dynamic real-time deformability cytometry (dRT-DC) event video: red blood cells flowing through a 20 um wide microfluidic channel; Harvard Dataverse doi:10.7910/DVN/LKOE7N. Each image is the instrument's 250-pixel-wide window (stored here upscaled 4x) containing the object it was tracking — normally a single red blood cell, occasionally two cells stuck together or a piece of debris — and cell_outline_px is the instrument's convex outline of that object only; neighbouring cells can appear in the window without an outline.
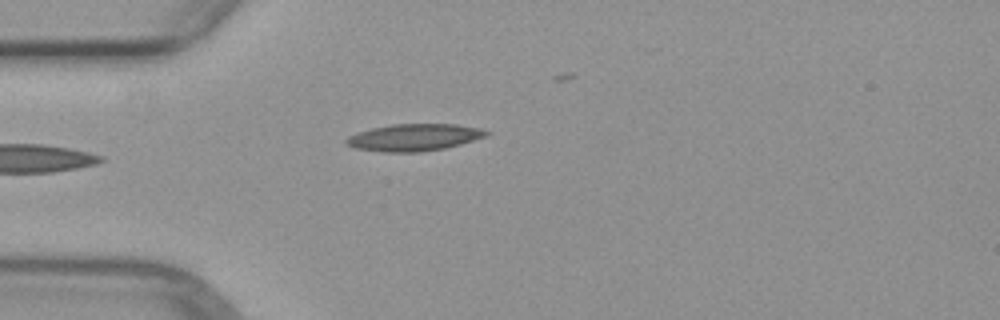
{"species": "common noctule bat (a hibernating species)", "species_latin": "Nyctalus noctula", "temperature_condition": "warm", "stored_images_in_passage": 5, "camera_frame_rate_fps": 3000, "um_per_image_px": 0.085, "animal": {"sex": "female", "body_mass_g": 29.2, "forearm_length_mm": 56.3}, "frame": {"image": 1, "passage_image": 5, "time_ms": 4.667, "image_size_px": [1000, 320], "cell_outline_px": [[492, 132], [488, 136], [460, 144], [444, 148], [420, 152], [384, 152], [352, 148], [344, 140], [348, 136], [356, 132], [372, 128], [392, 124], [456, 124], [480, 128]], "centroid_in_image_um": [35.2, 11.67], "position_along_channel_um": 49.8, "area_um2": 22.2}}